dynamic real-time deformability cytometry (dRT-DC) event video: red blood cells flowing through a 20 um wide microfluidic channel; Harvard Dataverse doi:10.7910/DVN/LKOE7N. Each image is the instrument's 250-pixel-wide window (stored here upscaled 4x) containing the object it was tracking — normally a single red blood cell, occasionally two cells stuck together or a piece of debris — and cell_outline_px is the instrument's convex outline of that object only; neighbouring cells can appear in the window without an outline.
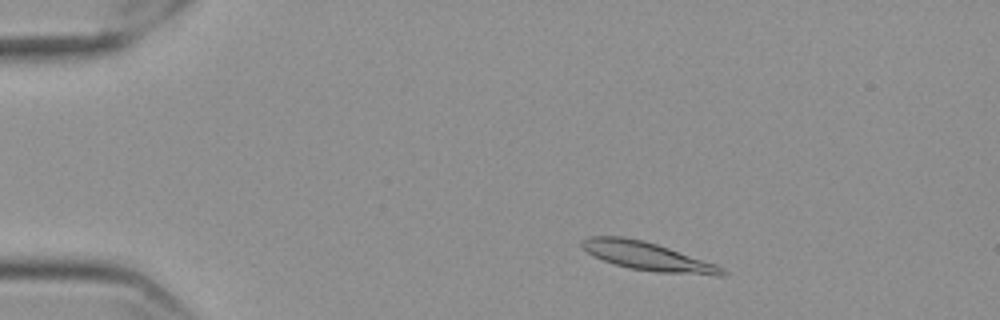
{"species": "Egyptian fruit bat (a non-hibernating species)", "species_latin": "Rousettus aegyptiacus", "temperature_condition": "cold", "stored_images_in_passage": 52, "camera_frame_rate_fps": 3000, "um_per_image_px": 0.085, "frame": {"image": 1, "passage_image": 5, "time_ms": 1.333, "image_size_px": [1000, 320], "cell_outline_px": [[728, 272], [724, 276], [720, 276], [656, 272], [628, 268], [592, 256], [580, 244], [580, 240], [588, 236], [624, 236], [656, 244], [716, 264], [724, 268]], "centroid_in_image_um": [55.05, 21.79], "position_along_channel_um": 30.0, "area_um2": 23.12}}
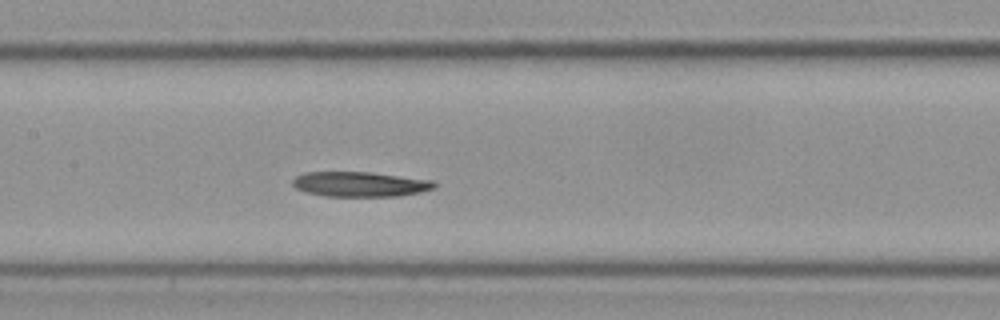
{"frame": {"image": 2, "passage_image": 23, "time_ms": 7.333, "image_size_px": [1000, 320], "cell_outline_px": [[436, 188], [420, 192], [400, 196], [324, 196], [304, 192], [296, 188], [292, 184], [292, 180], [296, 176], [304, 172], [368, 172], [436, 180]], "centroid_in_image_um": [30.62, 15.66], "position_along_channel_um": 176.8, "area_um2": 20.81}}
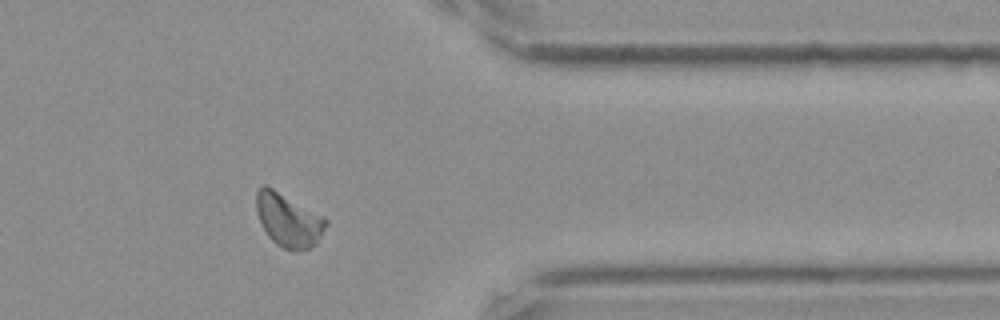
{"frame": {"image": 3, "passage_image": 42, "time_ms": 13.667, "image_size_px": [1000, 320], "cell_outline_px": [[328, 224], [316, 244], [308, 248], [292, 252], [276, 244], [268, 236], [256, 212], [256, 192], [264, 184], [272, 188], [324, 216], [328, 220]], "centroid_in_image_um": [24.53, 18.72], "position_along_channel_um": 386.9, "area_um2": 21.56}}